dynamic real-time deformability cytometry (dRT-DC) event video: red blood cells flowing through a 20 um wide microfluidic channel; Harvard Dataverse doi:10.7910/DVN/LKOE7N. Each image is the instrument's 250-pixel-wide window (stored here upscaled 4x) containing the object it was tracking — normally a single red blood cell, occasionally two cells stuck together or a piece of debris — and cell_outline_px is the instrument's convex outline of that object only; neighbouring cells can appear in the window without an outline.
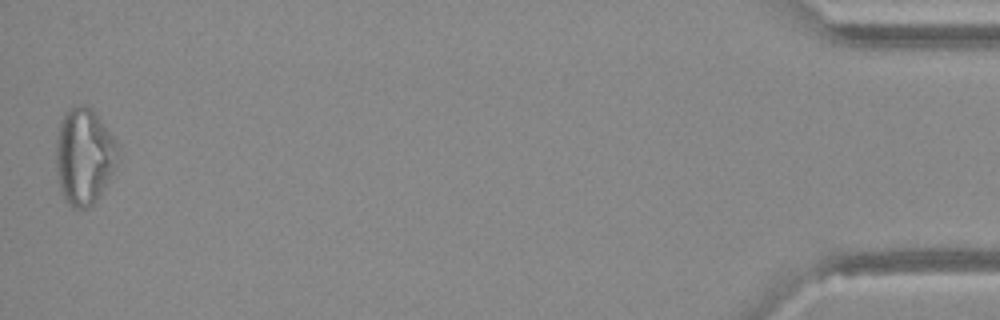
{"species": "Egyptian fruit bat (a non-hibernating species)", "species_latin": "Rousettus aegyptiacus", "temperature_condition": "warm", "stored_images_in_passage": 36, "camera_frame_rate_fps": 3000, "um_per_image_px": 0.085, "animal": {"sex": "female"}, "frame": {"image": 1, "passage_image": 36, "time_ms": 11.667, "image_size_px": [1000, 320], "cell_outline_px": [[116, 144], [112, 172], [96, 200], [92, 204], [84, 208], [72, 208], [64, 200], [60, 188], [56, 168], [56, 140], [60, 120], [64, 112], [72, 104], [84, 104], [92, 108], [112, 136]], "centroid_in_image_um": [7.07, 13.24], "position_along_channel_um": 428.1, "area_um2": 34.22}}